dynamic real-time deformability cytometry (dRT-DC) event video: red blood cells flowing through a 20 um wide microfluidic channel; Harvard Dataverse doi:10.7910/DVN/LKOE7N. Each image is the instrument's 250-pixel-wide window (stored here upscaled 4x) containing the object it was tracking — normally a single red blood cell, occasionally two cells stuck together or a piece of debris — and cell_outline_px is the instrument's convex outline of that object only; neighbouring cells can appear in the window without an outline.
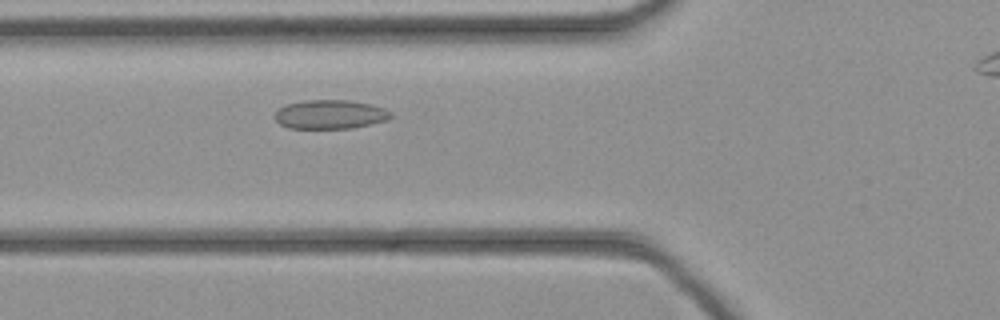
{"species": "common noctule bat (a hibernating species)", "species_latin": "Nyctalus noctula", "temperature_condition": "cold", "stored_images_in_passage": 33, "camera_frame_rate_fps": 3000, "um_per_image_px": 0.085, "animal": {"sex": "female", "body_mass_g": 21.9}, "frame": {"image": 1, "passage_image": 9, "time_ms": 2.667, "image_size_px": [1000, 320], "cell_outline_px": [[392, 116], [384, 120], [352, 128], [288, 128], [280, 124], [272, 116], [284, 104], [304, 100], [348, 100], [368, 104], [384, 108], [392, 112]], "centroid_in_image_um": [28.0, 9.72], "position_along_channel_um": 97.8, "area_um2": 19.48}}
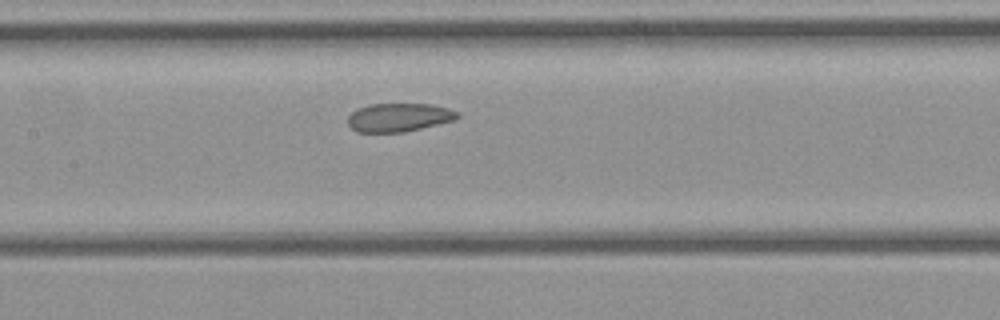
{"frame": {"image": 2, "passage_image": 14, "time_ms": 4.333, "image_size_px": [1000, 320], "cell_outline_px": [[460, 116], [456, 120], [404, 132], [356, 132], [348, 124], [348, 116], [352, 112], [368, 104], [428, 104], [448, 108], [460, 112]], "centroid_in_image_um": [33.93, 9.98], "position_along_channel_um": 173.5, "area_um2": 18.21}}
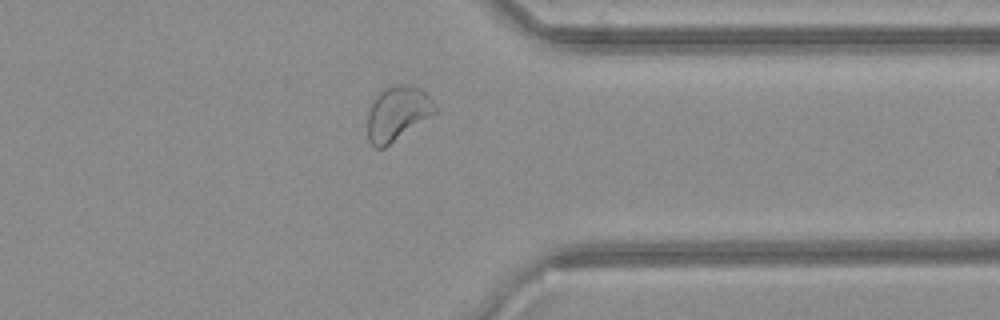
{"frame": {"image": 3, "passage_image": 28, "time_ms": 9.0, "image_size_px": [1000, 320], "cell_outline_px": [[440, 108], [436, 112], [384, 148], [376, 148], [368, 140], [368, 112], [372, 100], [384, 88], [396, 84], [408, 84], [420, 88]], "centroid_in_image_um": [33.78, 9.62], "position_along_channel_um": 377.6, "area_um2": 21.33}}